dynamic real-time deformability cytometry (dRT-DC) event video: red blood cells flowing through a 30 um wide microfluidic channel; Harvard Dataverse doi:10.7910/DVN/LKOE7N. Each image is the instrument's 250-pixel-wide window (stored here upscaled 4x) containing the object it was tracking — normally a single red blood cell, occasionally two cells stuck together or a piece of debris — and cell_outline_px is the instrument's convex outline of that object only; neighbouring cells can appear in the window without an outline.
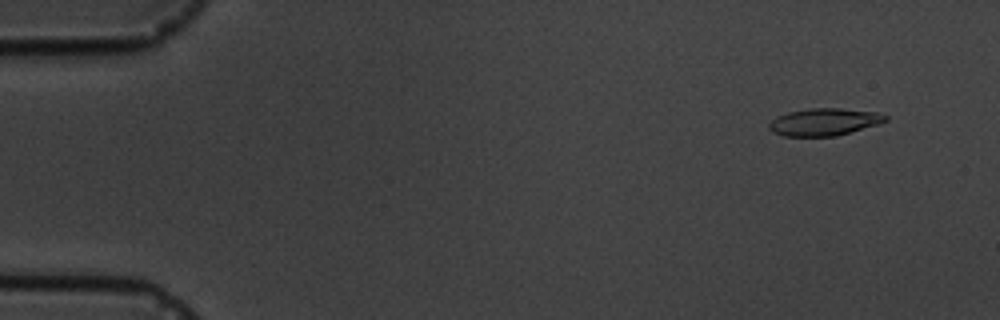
{"species": "common noctule bat (a hibernating species)", "species_latin": "Nyctalus noctula", "temperature_condition": "cold", "stored_images_in_passage": 16, "camera_frame_rate_fps": 3000, "um_per_image_px": 0.085, "animal": {"sex": "male", "body_mass_g": 19.5, "forearm_length_mm": 54.6}, "frame": {"image": 1, "passage_image": 2, "time_ms": 1.0, "image_size_px": [1000, 320], "cell_outline_px": [[888, 120], [876, 124], [836, 136], [784, 136], [772, 132], [768, 128], [768, 124], [776, 116], [788, 112], [812, 108], [840, 108], [880, 112], [888, 116]], "centroid_in_image_um": [70.04, 10.35], "position_along_channel_um": 15.0, "area_um2": 18.5}}
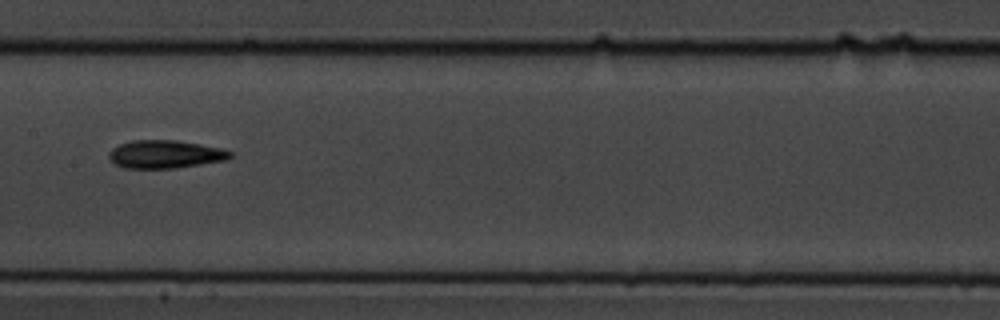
{"frame": {"image": 2, "passage_image": 9, "time_ms": 9.0, "image_size_px": [1000, 320], "cell_outline_px": [[232, 156], [228, 160], [176, 168], [124, 168], [116, 164], [108, 156], [108, 152], [112, 148], [120, 144], [132, 140], [176, 140], [200, 144], [220, 148], [232, 152]], "centroid_in_image_um": [14.05, 13.11], "position_along_channel_um": 193.4, "area_um2": 19.83}}
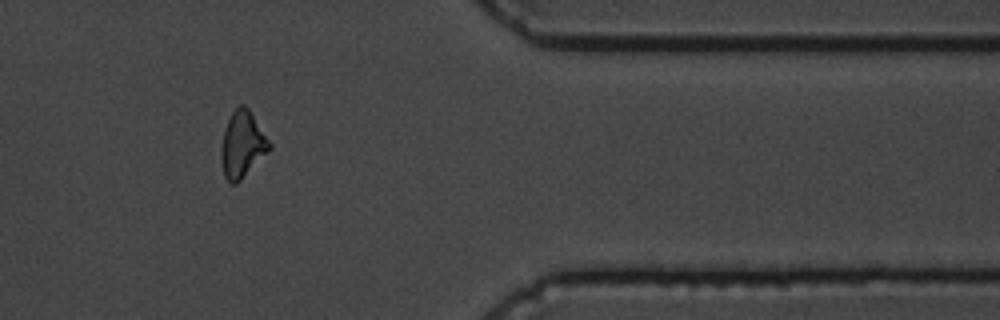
{"frame": {"image": 3, "passage_image": 14, "time_ms": 15.0, "image_size_px": [1000, 320], "cell_outline_px": [[272, 148], [236, 184], [228, 184], [224, 176], [220, 156], [220, 148], [224, 128], [232, 112], [240, 104], [244, 104], [248, 108], [272, 144]], "centroid_in_image_um": [20.58, 12.3], "position_along_channel_um": 390.8, "area_um2": 18.73}, "authors_computed_cell_mechanics": {"area_um2": 18.6405, "velocity_mm_per_s": 3.6198, "shape_relaxation_time_tau1_ms": 3.9892, "shape_relaxation_time_tau2_ms": 5.0431, "deformation_change_tau1": 0.1226, "deformation_change_tau2": 0.1288}}